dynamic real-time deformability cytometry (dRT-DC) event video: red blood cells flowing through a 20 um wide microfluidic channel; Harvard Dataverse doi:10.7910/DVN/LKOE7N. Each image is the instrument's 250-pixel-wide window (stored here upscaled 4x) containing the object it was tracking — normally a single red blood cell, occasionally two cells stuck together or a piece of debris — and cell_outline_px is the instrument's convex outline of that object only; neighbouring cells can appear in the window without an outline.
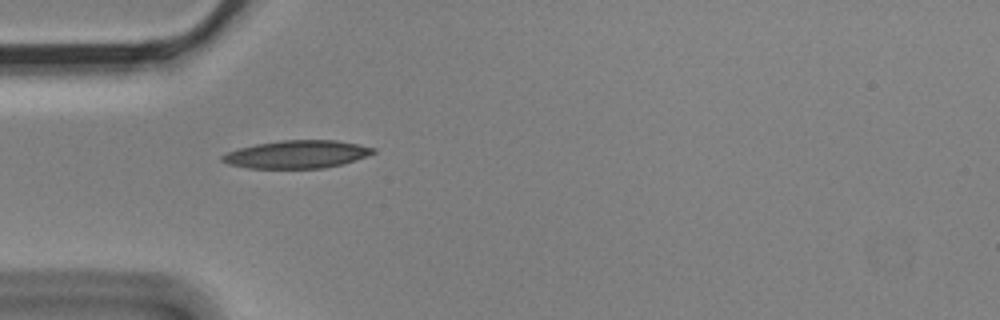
{"species": "Egyptian fruit bat (a non-hibernating species)", "species_latin": "Rousettus aegyptiacus", "temperature_condition": "cold", "stored_images_in_passage": 4, "camera_frame_rate_fps": 3000, "um_per_image_px": 0.085, "animal": {"sex": "male"}, "frame": {"image": 1, "passage_image": 2, "time_ms": 0.333, "image_size_px": [1000, 320], "cell_outline_px": [[376, 152], [344, 164], [324, 168], [248, 168], [228, 164], [220, 160], [220, 156], [228, 152], [240, 148], [256, 144], [280, 140], [336, 140], [376, 148]], "centroid_in_image_um": [25.23, 13.12], "position_along_channel_um": 59.8, "area_um2": 24.45}}
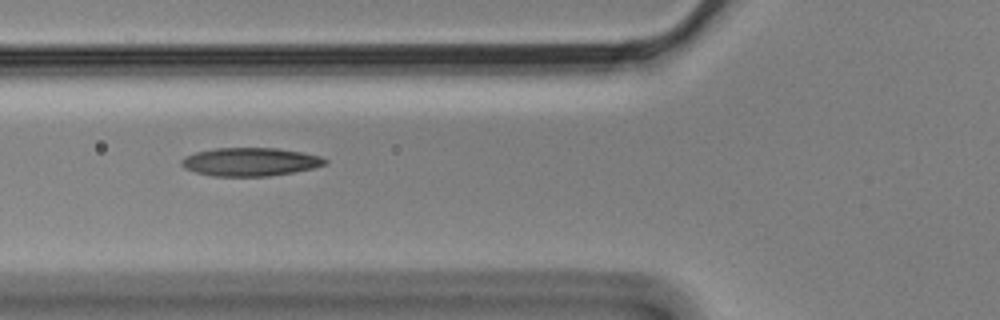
{"frame": {"image": 2, "passage_image": 3, "time_ms": 0.667, "image_size_px": [1000, 320], "cell_outline_px": [[328, 160], [324, 164], [312, 168], [292, 172], [268, 176], [212, 176], [196, 172], [184, 168], [180, 164], [180, 160], [196, 152], [216, 148], [276, 148], [300, 152], [320, 156]], "centroid_in_image_um": [21.24, 13.76], "position_along_channel_um": 104.6, "area_um2": 23.41}}
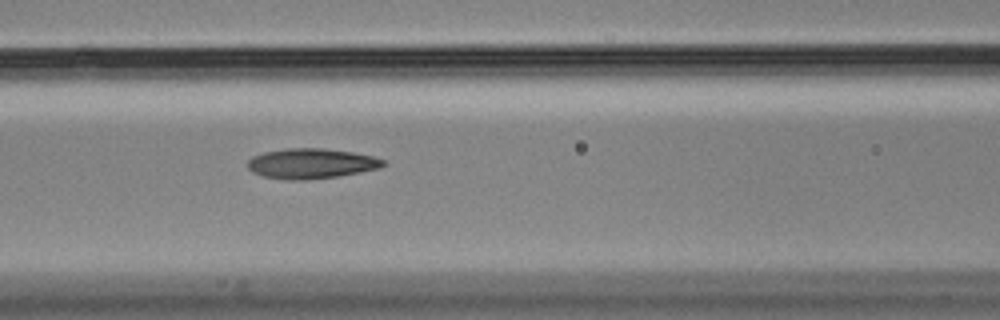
{"frame": {"image": 3, "passage_image": 4, "time_ms": 1.0, "image_size_px": [1000, 320], "cell_outline_px": [[388, 164], [380, 168], [360, 172], [336, 176], [304, 180], [288, 180], [264, 176], [252, 172], [248, 168], [248, 160], [252, 156], [264, 152], [284, 148], [324, 148], [352, 152], [372, 156], [384, 160]], "centroid_in_image_um": [26.45, 13.89], "position_along_channel_um": 140.2, "area_um2": 23.81}}